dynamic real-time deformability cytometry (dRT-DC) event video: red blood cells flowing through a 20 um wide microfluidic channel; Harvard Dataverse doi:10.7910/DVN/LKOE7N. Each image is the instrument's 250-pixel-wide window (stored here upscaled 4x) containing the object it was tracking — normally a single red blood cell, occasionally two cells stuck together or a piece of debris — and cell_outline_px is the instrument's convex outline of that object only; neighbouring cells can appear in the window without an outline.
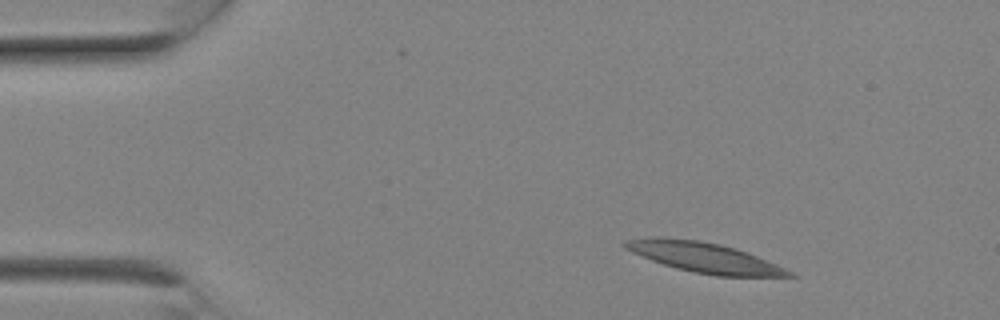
{"species": "Egyptian fruit bat (a non-hibernating species)", "species_latin": "Rousettus aegyptiacus", "temperature_condition": "room temperature", "stored_images_in_passage": 8, "camera_frame_rate_fps": 3000, "um_per_image_px": 0.085, "animal": {"sex": "female"}, "frame": {"image": 1, "passage_image": 2, "time_ms": 0.333, "image_size_px": [1000, 320], "cell_outline_px": [[796, 276], [716, 276], [692, 272], [676, 268], [652, 260], [632, 252], [624, 248], [620, 244], [624, 240], [648, 236], [660, 236], [700, 240], [720, 244], [736, 248], [748, 252], [776, 264], [792, 272]], "centroid_in_image_um": [59.78, 21.85], "position_along_channel_um": 25.2, "area_um2": 28.9}}
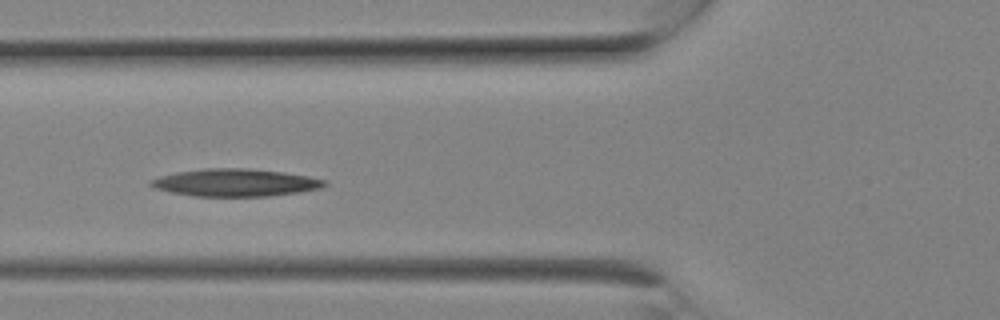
{"frame": {"image": 2, "passage_image": 7, "time_ms": 2.0, "image_size_px": [1000, 320], "cell_outline_px": [[328, 184], [320, 188], [296, 192], [268, 196], [196, 196], [172, 192], [156, 188], [148, 184], [148, 180], [160, 176], [176, 172], [204, 168], [248, 168], [284, 172], [308, 176], [324, 180]], "centroid_in_image_um": [19.97, 15.51], "position_along_channel_um": 105.8, "area_um2": 27.69}}
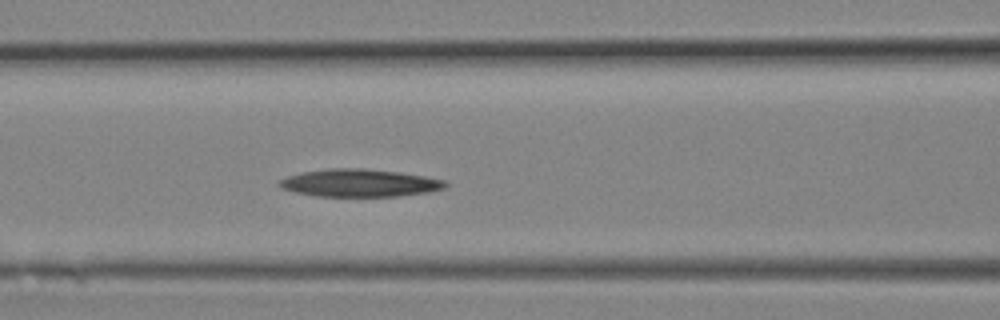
{"frame": {"image": 3, "passage_image": 8, "time_ms": 2.333, "image_size_px": [1000, 320], "cell_outline_px": [[448, 184], [444, 188], [428, 192], [400, 196], [316, 196], [296, 192], [280, 188], [276, 184], [280, 180], [288, 176], [300, 172], [328, 168], [360, 168], [396, 172], [424, 176], [444, 180]], "centroid_in_image_um": [30.51, 15.55], "position_along_channel_um": 136.1, "area_um2": 26.65}}